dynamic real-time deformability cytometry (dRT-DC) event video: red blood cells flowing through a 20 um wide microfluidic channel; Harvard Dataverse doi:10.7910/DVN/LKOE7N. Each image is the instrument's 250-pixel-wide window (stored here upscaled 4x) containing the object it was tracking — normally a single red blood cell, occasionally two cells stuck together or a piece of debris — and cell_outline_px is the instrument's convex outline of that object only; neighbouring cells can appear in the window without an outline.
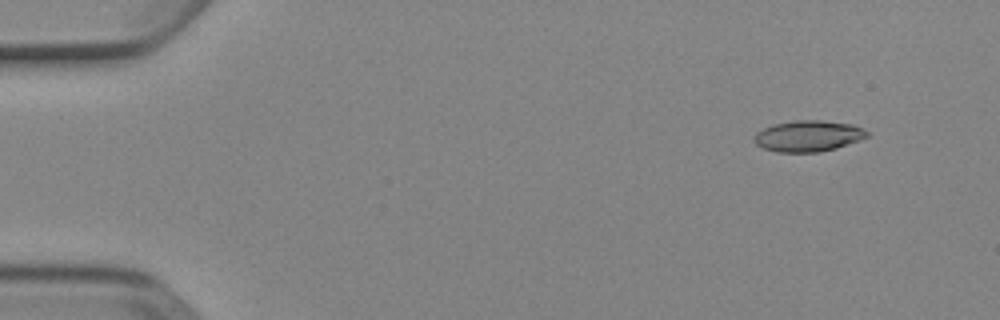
{"species": "Egyptian fruit bat (a non-hibernating species)", "species_latin": "Rousettus aegyptiacus", "temperature_condition": "cold", "stored_images_in_passage": 5, "camera_frame_rate_fps": 3000, "um_per_image_px": 0.085, "animal": {"sex": "female"}, "frame": {"image": 1, "passage_image": 2, "time_ms": 0.333, "image_size_px": [1000, 320], "cell_outline_px": [[868, 136], [860, 140], [836, 148], [820, 152], [776, 152], [764, 148], [756, 144], [752, 140], [752, 136], [756, 132], [772, 124], [792, 120], [820, 120], [852, 124], [864, 128], [868, 132]], "centroid_in_image_um": [68.67, 11.55], "position_along_channel_um": 16.3, "area_um2": 20.69}}
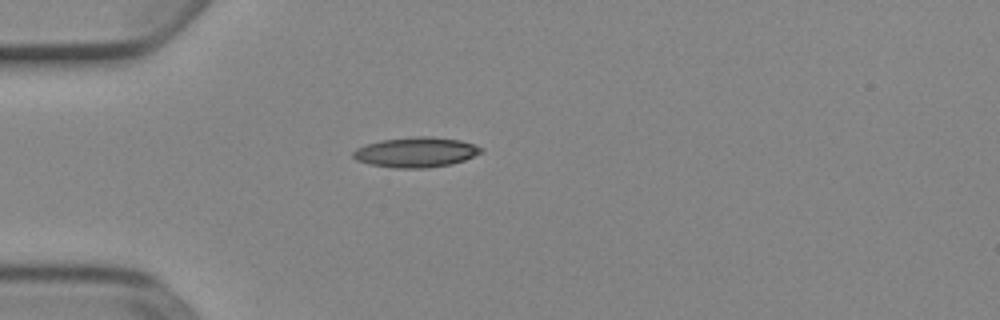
{"frame": {"image": 2, "passage_image": 4, "time_ms": 1.0, "image_size_px": [1000, 320], "cell_outline_px": [[484, 152], [464, 160], [452, 164], [428, 168], [396, 168], [368, 164], [356, 160], [352, 156], [352, 152], [356, 148], [380, 140], [416, 136], [432, 136], [460, 140], [484, 148]], "centroid_in_image_um": [35.36, 12.94], "position_along_channel_um": 49.6, "area_um2": 22.6}}